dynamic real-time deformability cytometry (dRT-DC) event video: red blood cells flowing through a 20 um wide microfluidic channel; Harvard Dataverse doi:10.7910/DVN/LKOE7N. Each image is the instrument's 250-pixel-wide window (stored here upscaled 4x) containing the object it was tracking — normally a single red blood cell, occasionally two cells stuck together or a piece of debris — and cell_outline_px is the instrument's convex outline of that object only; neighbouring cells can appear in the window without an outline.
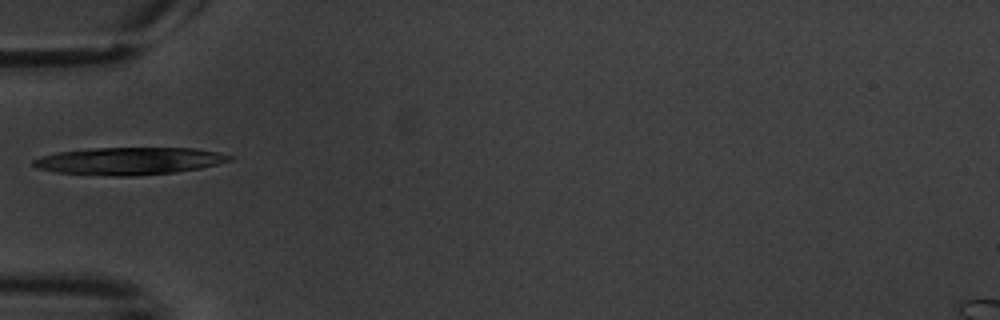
{"species": "common noctule bat (a hibernating species)", "species_latin": "Nyctalus noctula", "temperature_condition": "warm", "stored_images_in_passage": 5, "camera_frame_rate_fps": 3000, "um_per_image_px": 0.085, "animal": {"sex": "male", "body_mass_g": 20.1, "forearm_length_mm": 53.5}, "frame": {"image": 1, "passage_image": 5, "time_ms": 4.667, "image_size_px": [1000, 320], "cell_outline_px": [[236, 156], [232, 160], [200, 168], [176, 172], [136, 176], [112, 176], [56, 172], [36, 168], [32, 164], [32, 160], [40, 156], [56, 152], [92, 148], [192, 148], [220, 152]], "centroid_in_image_um": [10.99, 13.68], "position_along_channel_um": 74.0, "area_um2": 31.5}}